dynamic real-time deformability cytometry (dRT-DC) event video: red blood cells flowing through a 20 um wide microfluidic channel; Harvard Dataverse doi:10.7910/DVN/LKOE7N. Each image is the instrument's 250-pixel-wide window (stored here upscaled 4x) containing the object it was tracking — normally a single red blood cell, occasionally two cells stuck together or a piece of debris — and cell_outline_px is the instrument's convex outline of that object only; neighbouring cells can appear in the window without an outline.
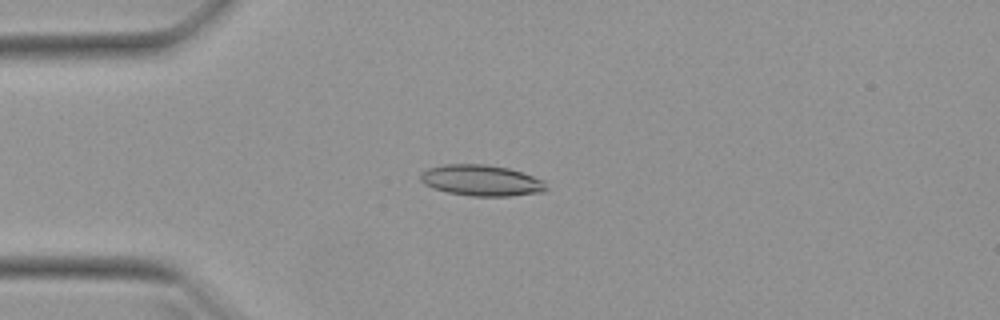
{"species": "Egyptian fruit bat (a non-hibernating species)", "species_latin": "Rousettus aegyptiacus", "temperature_condition": "warm", "stored_images_in_passage": 51, "camera_frame_rate_fps": 3000, "um_per_image_px": 0.085, "animal": {"sex": "female"}, "frame": {"image": 1, "passage_image": 13, "time_ms": 4.0, "image_size_px": [1000, 320], "cell_outline_px": [[548, 188], [544, 192], [508, 196], [472, 196], [448, 192], [432, 188], [424, 184], [420, 180], [420, 172], [428, 168], [444, 164], [484, 164], [508, 168], [524, 172], [544, 180]], "centroid_in_image_um": [40.93, 15.33], "position_along_channel_um": 44.1, "area_um2": 22.95}}
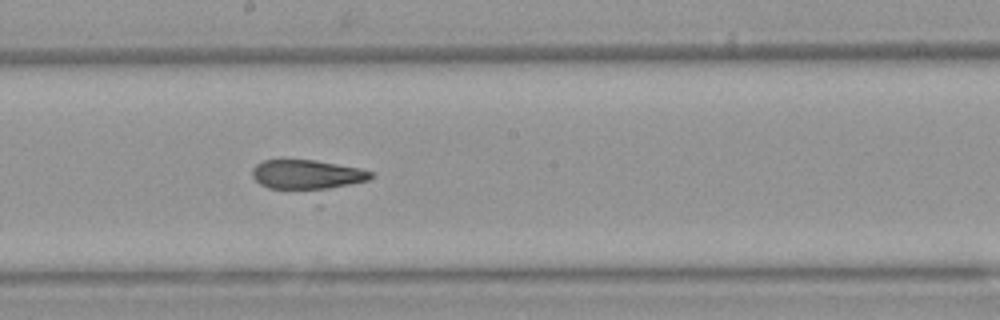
{"frame": {"image": 2, "passage_image": 28, "time_ms": 9.0, "image_size_px": [1000, 320], "cell_outline_px": [[376, 176], [368, 180], [320, 192], [316, 192], [268, 188], [260, 184], [252, 176], [252, 168], [256, 164], [264, 160], [316, 160], [360, 168], [372, 172]], "centroid_in_image_um": [26.13, 14.88], "position_along_channel_um": 222.1, "area_um2": 21.21}}
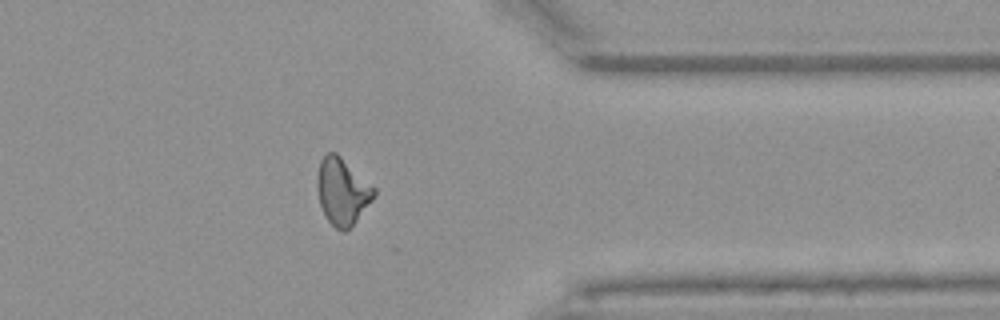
{"frame": {"image": 3, "passage_image": 41, "time_ms": 13.333, "image_size_px": [1000, 320], "cell_outline_px": [[376, 196], [356, 220], [344, 232], [336, 228], [328, 220], [320, 204], [316, 184], [316, 180], [320, 160], [328, 152], [336, 152], [376, 188]], "centroid_in_image_um": [29.1, 16.24], "position_along_channel_um": 382.3, "area_um2": 21.91}, "authors_computed_cell_mechanics": {"area_um2": 21.7328, "velocity_mm_per_s": 3.9719, "shape_relaxation_time_tau1_ms": null, "shape_relaxation_time_tau2_ms": 1.3925, "deformation_change_tau1": null, "deformation_change_tau2": 0.0903}}